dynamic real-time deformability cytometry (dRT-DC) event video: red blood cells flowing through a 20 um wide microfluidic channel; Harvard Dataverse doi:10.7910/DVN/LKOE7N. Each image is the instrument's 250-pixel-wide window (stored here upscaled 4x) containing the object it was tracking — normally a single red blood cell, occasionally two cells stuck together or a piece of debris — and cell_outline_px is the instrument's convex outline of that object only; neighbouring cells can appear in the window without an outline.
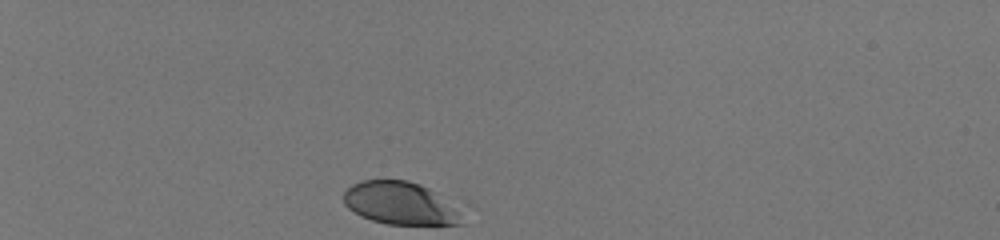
{"species": "human", "species_latin": "Homo sapiens", "temperature_condition": "room temperature", "stored_images_in_passage": 34, "camera_frame_rate_fps": 3000, "um_per_image_px": 0.085, "donor": {"sex": "male"}, "frame": {"image": 1, "passage_image": 1, "time_ms": 0.0, "image_size_px": [1000, 240], "cell_outline_px": [[460, 224], [388, 224], [372, 220], [360, 216], [348, 208], [344, 204], [344, 192], [352, 184], [360, 180], [408, 180], [420, 184], [436, 192], [456, 212]], "centroid_in_image_um": [33.88, 17.25], "position_along_channel_um": 51.1, "area_um2": 28.61}}
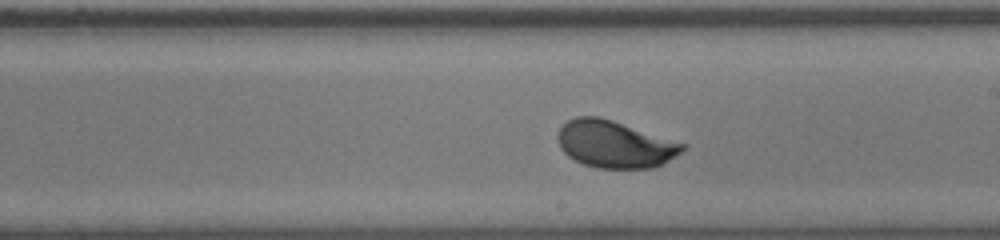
{"frame": {"image": 2, "passage_image": 20, "time_ms": 6.333, "image_size_px": [1000, 240], "cell_outline_px": [[688, 144], [680, 152], [664, 164], [652, 168], [596, 168], [584, 164], [568, 156], [560, 148], [556, 136], [560, 128], [568, 120], [576, 116], [596, 116], [612, 120]], "centroid_in_image_um": [52.25, 12.26], "position_along_channel_um": 236.7, "area_um2": 34.28}}
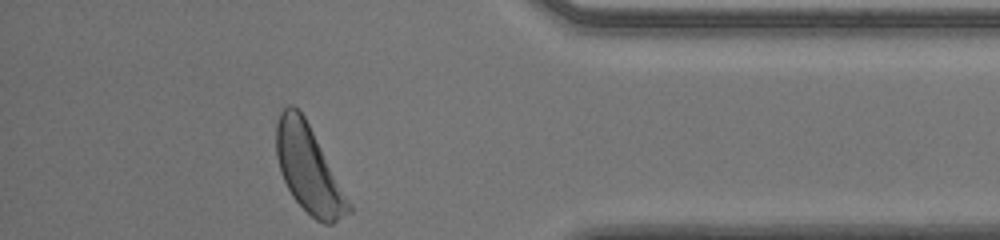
{"frame": {"image": 3, "passage_image": 34, "time_ms": 11.0, "image_size_px": [1000, 240], "cell_outline_px": [[352, 212], [332, 224], [324, 224], [316, 220], [292, 196], [280, 172], [276, 156], [276, 120], [280, 112], [288, 104], [292, 104], [304, 116], [352, 204]], "centroid_in_image_um": [26.23, 14.38], "position_along_channel_um": 409.0, "area_um2": 36.41}, "authors_computed_cell_mechanics": {"area_um2": 33.5818, "velocity_mm_per_s": 4.0111, "shape_relaxation_time_tau1_ms": 2.1118, "shape_relaxation_time_tau2_ms": null, "deformation_change_tau1": 0.1232, "deformation_change_tau2": null}}